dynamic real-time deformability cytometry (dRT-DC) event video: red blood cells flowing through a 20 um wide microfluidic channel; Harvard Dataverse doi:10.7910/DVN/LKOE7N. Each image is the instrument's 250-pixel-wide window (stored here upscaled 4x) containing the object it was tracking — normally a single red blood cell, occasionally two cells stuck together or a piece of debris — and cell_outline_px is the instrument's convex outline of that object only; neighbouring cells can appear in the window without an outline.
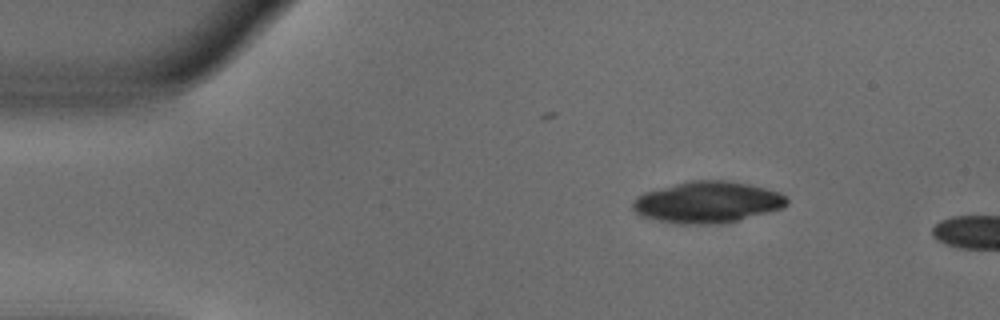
{"species": "common noctule bat (a hibernating species)", "species_latin": "Nyctalus noctula", "temperature_condition": "warm", "stored_images_in_passage": 4, "camera_frame_rate_fps": 3000, "um_per_image_px": 0.085, "animal": {"sex": "male", "body_mass_g": 18.8}, "frame": {"image": 1, "passage_image": 1, "time_ms": 0.0, "image_size_px": [1000, 320], "cell_outline_px": [[788, 204], [784, 208], [740, 220], [724, 224], [680, 224], [640, 216], [632, 208], [632, 200], [636, 196], [644, 192], [688, 180], [728, 180], [748, 184], [780, 192], [788, 200]], "centroid_in_image_um": [60.13, 17.19], "position_along_channel_um": 24.9, "area_um2": 37.51}}